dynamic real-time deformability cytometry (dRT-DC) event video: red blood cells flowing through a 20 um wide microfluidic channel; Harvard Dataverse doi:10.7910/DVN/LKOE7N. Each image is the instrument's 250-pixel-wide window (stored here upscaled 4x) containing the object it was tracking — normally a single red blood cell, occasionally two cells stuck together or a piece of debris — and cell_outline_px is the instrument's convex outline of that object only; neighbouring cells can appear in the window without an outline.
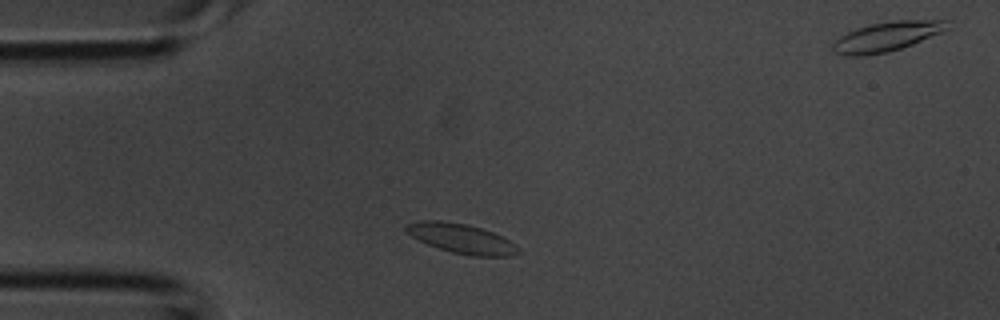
{"species": "common noctule bat (a hibernating species)", "species_latin": "Nyctalus noctula", "temperature_condition": "room temperature", "stored_images_in_passage": 2, "camera_frame_rate_fps": 3000, "um_per_image_px": 0.085, "animal": {"sex": "male", "body_mass_g": 20.1, "forearm_length_mm": 53.5}, "frame": {"image": 1, "passage_image": 1, "time_ms": 0.0, "image_size_px": [1000, 320], "cell_outline_px": [[520, 252], [508, 256], [472, 256], [452, 252], [428, 244], [412, 236], [404, 228], [408, 224], [416, 220], [440, 220], [468, 224], [492, 232], [516, 244], [520, 248]], "centroid_in_image_um": [39.23, 20.27], "position_along_channel_um": 45.8, "area_um2": 19.13}}